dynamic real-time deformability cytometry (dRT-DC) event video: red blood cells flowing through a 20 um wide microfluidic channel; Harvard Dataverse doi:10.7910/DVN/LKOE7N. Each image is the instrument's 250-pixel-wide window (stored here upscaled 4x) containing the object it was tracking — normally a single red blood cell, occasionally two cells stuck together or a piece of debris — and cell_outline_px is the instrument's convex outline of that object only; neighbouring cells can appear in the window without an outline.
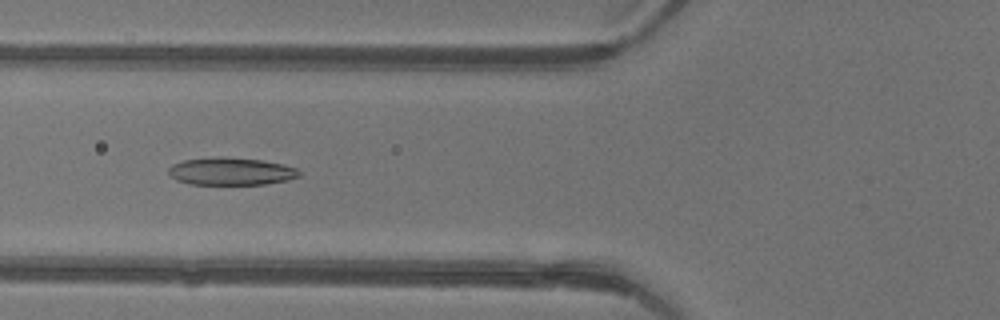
{"species": "common noctule bat (a hibernating species)", "species_latin": "Nyctalus noctula", "temperature_condition": "warm", "stored_images_in_passage": 46, "camera_frame_rate_fps": 3000, "um_per_image_px": 0.085, "animal": {"sex": "female"}, "frame": {"image": 1, "passage_image": 18, "time_ms": 5.667, "image_size_px": [1000, 320], "cell_outline_px": [[300, 176], [288, 180], [264, 184], [188, 184], [176, 180], [168, 172], [168, 168], [172, 164], [184, 160], [224, 156], [264, 160], [284, 164], [296, 168], [300, 172]], "centroid_in_image_um": [19.65, 14.56], "position_along_channel_um": 106.2, "area_um2": 21.1}}
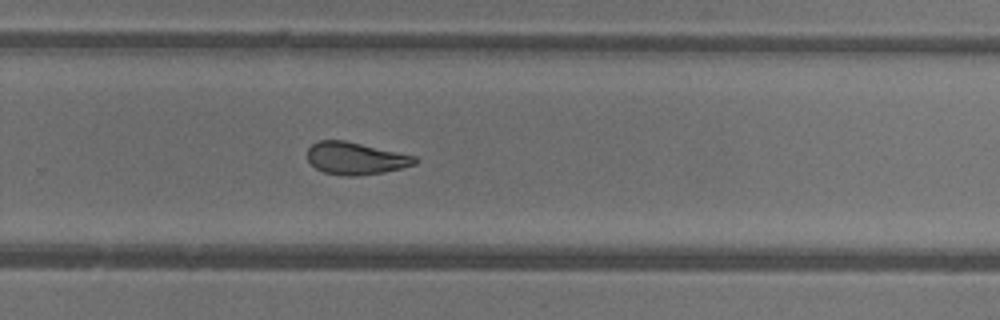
{"frame": {"image": 2, "passage_image": 31, "time_ms": 10.0, "image_size_px": [1000, 320], "cell_outline_px": [[420, 160], [416, 164], [384, 172], [356, 176], [348, 176], [324, 172], [316, 168], [308, 160], [308, 148], [312, 144], [320, 140], [344, 140], [416, 156]], "centroid_in_image_um": [30.25, 13.46], "position_along_channel_um": 299.6, "area_um2": 20.11}}
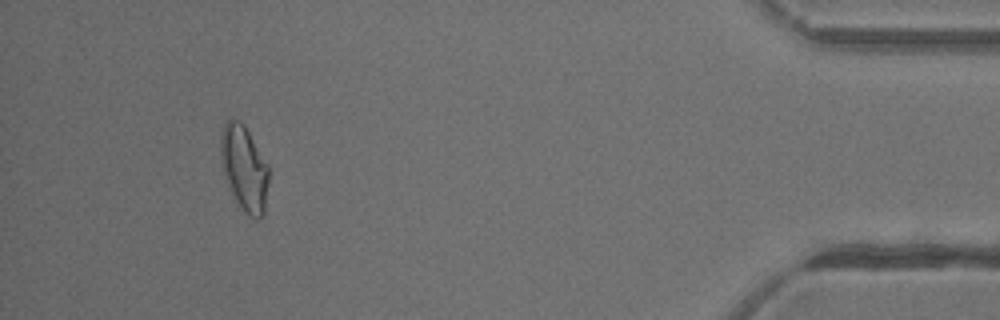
{"frame": {"image": 3, "passage_image": 43, "time_ms": 14.0, "image_size_px": [1000, 320], "cell_outline_px": [[268, 184], [264, 216], [260, 220], [256, 220], [248, 216], [244, 212], [228, 188], [220, 160], [220, 132], [224, 124], [232, 116], [240, 120], [244, 124], [268, 164]], "centroid_in_image_um": [20.75, 14.3], "position_along_channel_um": 414.5, "area_um2": 24.45}, "authors_computed_cell_mechanics": {"area_um2": 22.0796, "velocity_mm_per_s": 4.4694, "shape_relaxation_time_tau1_ms": 6.6067, "shape_relaxation_time_tau2_ms": 2.4265, "deformation_change_tau1": 0.1682, "deformation_change_tau2": 0.1038}}